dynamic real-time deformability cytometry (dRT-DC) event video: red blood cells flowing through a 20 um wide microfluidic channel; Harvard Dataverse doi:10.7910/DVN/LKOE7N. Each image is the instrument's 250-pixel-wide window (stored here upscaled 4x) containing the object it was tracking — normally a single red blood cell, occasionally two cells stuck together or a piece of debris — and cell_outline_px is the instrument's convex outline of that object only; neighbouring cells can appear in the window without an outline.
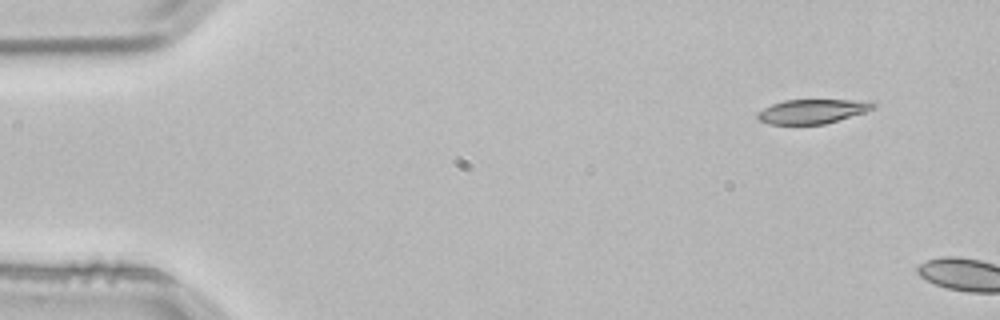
{"species": "common noctule bat (a hibernating species)", "species_latin": "Nyctalus noctula", "temperature_condition": "room temperature", "stored_images_in_passage": 2, "camera_frame_rate_fps": 3000, "um_per_image_px": 0.085, "animal": {"sex": "male", "body_mass_g": 21.5, "forearm_length_mm": 52.0}, "frame": {"image": 1, "passage_image": 1, "time_ms": 0.0, "image_size_px": [1000, 320], "cell_outline_px": [[876, 108], [864, 112], [824, 124], [768, 124], [760, 120], [756, 116], [764, 108], [772, 104], [784, 100], [876, 100]], "centroid_in_image_um": [69.12, 9.45], "position_along_channel_um": 15.9, "area_um2": 16.36}}